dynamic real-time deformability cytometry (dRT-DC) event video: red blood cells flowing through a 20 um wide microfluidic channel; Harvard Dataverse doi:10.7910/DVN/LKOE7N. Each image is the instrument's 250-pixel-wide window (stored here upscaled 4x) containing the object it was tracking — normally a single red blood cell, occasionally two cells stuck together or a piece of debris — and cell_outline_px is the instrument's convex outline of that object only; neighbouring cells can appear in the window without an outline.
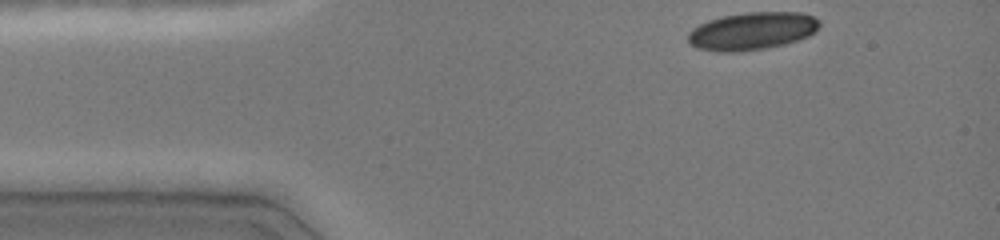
{"species": "common noctule bat (a hibernating species)", "species_latin": "Nyctalus noctula", "temperature_condition": "cold", "stored_images_in_passage": 36, "camera_frame_rate_fps": 3000, "um_per_image_px": 0.085, "animal": {"sex": "female", "body_mass_g": 19.0, "forearm_length_mm": 51.5}, "frame": {"image": 1, "passage_image": 1, "time_ms": 0.0, "image_size_px": [1000, 240], "cell_outline_px": [[820, 24], [816, 32], [808, 36], [784, 44], [764, 48], [736, 52], [720, 52], [696, 48], [688, 40], [688, 32], [692, 28], [708, 20], [724, 16], [744, 12], [800, 12], [812, 16], [820, 20]], "centroid_in_image_um": [63.93, 2.63], "position_along_channel_um": 21.1, "area_um2": 28.84}}